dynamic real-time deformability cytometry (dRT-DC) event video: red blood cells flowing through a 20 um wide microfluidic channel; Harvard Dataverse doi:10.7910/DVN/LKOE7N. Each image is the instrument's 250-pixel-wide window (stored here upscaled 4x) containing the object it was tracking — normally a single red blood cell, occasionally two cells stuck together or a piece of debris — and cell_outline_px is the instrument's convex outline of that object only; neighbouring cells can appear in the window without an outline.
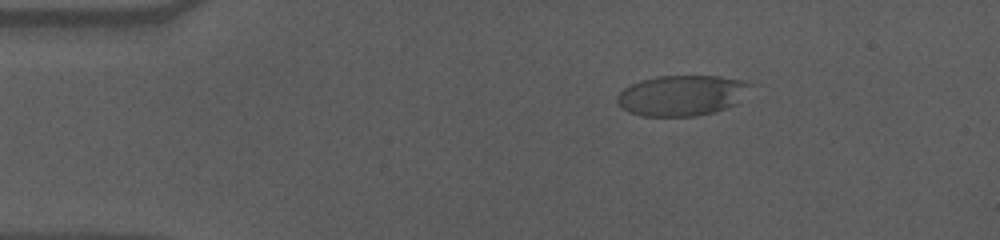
{"species": "human", "species_latin": "Homo sapiens", "temperature_condition": "cold", "stored_images_in_passage": 48, "camera_frame_rate_fps": 3000, "um_per_image_px": 0.085, "donor": {"sex": "male"}, "frame": {"image": 1, "passage_image": 1, "time_ms": 0.0, "image_size_px": [1000, 240], "cell_outline_px": [[756, 84], [736, 104], [728, 108], [716, 112], [696, 116], [640, 116], [628, 112], [616, 100], [616, 96], [624, 88], [640, 80], [656, 76], [720, 76], [744, 80]], "centroid_in_image_um": [58.01, 8.11], "position_along_channel_um": 27.0, "area_um2": 31.91}}
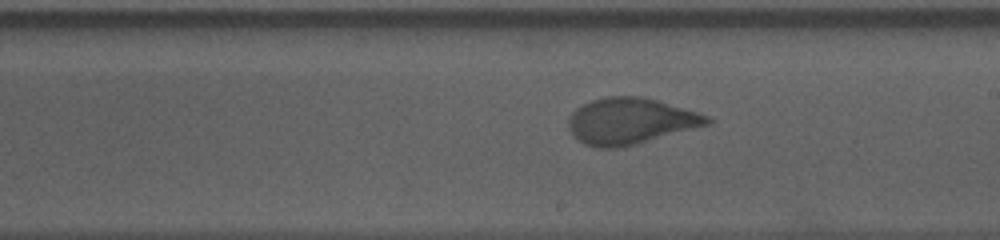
{"frame": {"image": 2, "passage_image": 24, "time_ms": 7.667, "image_size_px": [1000, 240], "cell_outline_px": [[712, 124], [624, 148], [596, 148], [584, 144], [568, 128], [568, 120], [572, 112], [576, 108], [592, 100], [608, 96], [644, 96], [700, 112], [708, 116], [712, 120]], "centroid_in_image_um": [53.64, 10.3], "position_along_channel_um": 235.4, "area_um2": 37.86}}
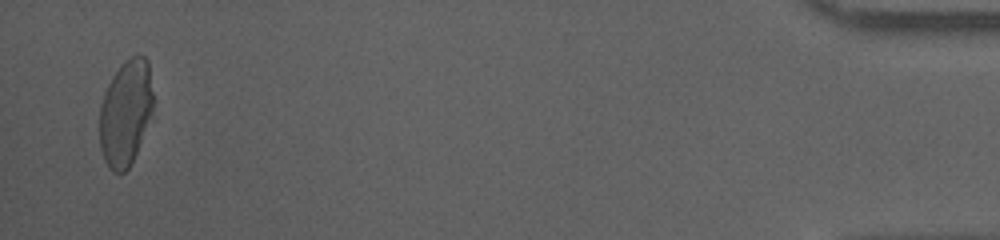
{"frame": {"image": 3, "passage_image": 47, "time_ms": 15.333, "image_size_px": [1000, 240], "cell_outline_px": [[156, 116], [128, 168], [120, 176], [112, 172], [104, 160], [100, 148], [100, 108], [104, 92], [112, 76], [124, 60], [132, 56], [144, 56], [148, 60]], "centroid_in_image_um": [10.73, 9.63], "position_along_channel_um": 424.5, "area_um2": 34.16}, "authors_computed_cell_mechanics": {"area_um2": 36.3273, "velocity_mm_per_s": 3.5863, "shape_relaxation_time_tau1_ms": 6.1076, "shape_relaxation_time_tau2_ms": null, "deformation_change_tau1": 0.1896, "deformation_change_tau2": null}}